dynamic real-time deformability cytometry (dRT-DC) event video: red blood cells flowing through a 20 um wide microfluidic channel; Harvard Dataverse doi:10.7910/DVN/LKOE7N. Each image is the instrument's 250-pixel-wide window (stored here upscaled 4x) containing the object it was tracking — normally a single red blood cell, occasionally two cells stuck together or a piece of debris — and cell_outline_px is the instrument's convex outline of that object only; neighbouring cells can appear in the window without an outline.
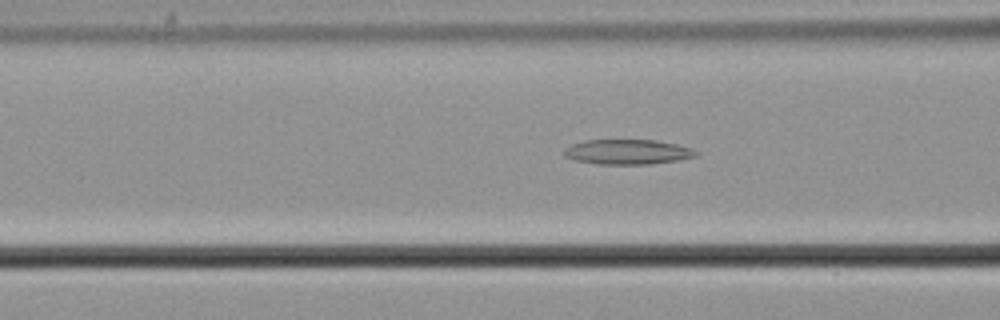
{"species": "common noctule bat (a hibernating species)", "species_latin": "Nyctalus noctula", "temperature_condition": "cold", "stored_images_in_passage": 54, "camera_frame_rate_fps": 3000, "um_per_image_px": 0.085, "animal": {"sex": "male", "body_mass_g": 21.5, "forearm_length_mm": 52.0}, "frame": {"image": 1, "passage_image": 22, "time_ms": 7.0, "image_size_px": [1000, 320], "cell_outline_px": [[700, 152], [696, 156], [676, 160], [648, 164], [596, 164], [572, 160], [564, 156], [564, 148], [572, 144], [584, 140], [656, 140], [676, 144], [692, 148]], "centroid_in_image_um": [53.31, 12.91], "position_along_channel_um": 113.3, "area_um2": 19.25}}
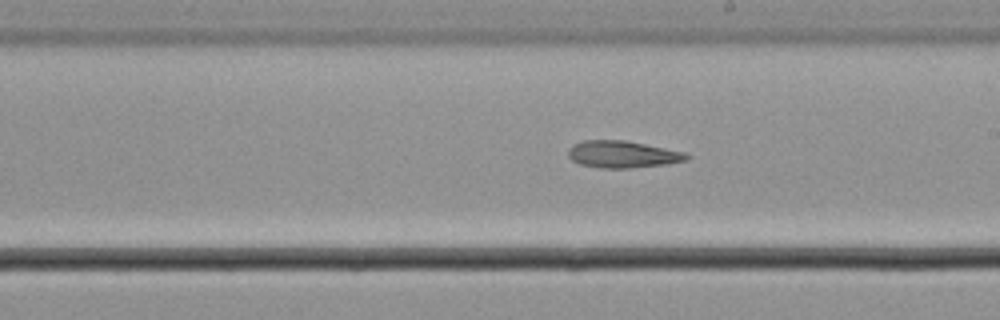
{"frame": {"image": 2, "passage_image": 32, "time_ms": 10.333, "image_size_px": [1000, 320], "cell_outline_px": [[692, 156], [688, 160], [668, 164], [628, 168], [600, 168], [580, 164], [572, 160], [568, 156], [568, 148], [572, 144], [584, 140], [624, 140], [684, 152]], "centroid_in_image_um": [52.91, 13.12], "position_along_channel_um": 236.1, "area_um2": 18.67}}
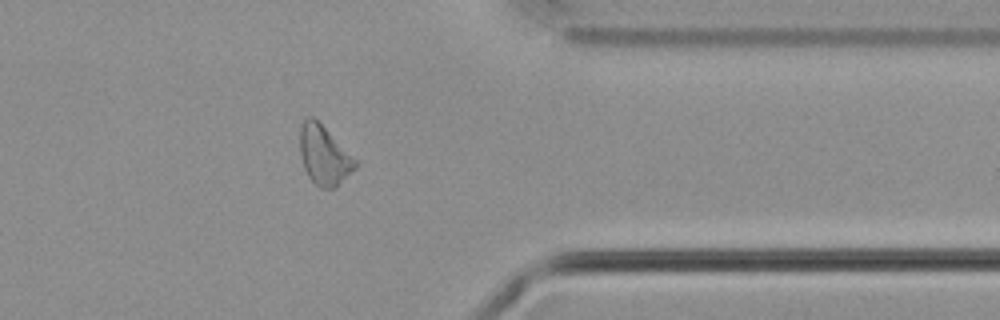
{"frame": {"image": 3, "passage_image": 45, "time_ms": 14.667, "image_size_px": [1000, 320], "cell_outline_px": [[356, 168], [336, 188], [320, 188], [308, 176], [304, 168], [300, 156], [300, 128], [304, 120], [308, 116], [312, 116], [356, 160]], "centroid_in_image_um": [27.52, 13.24], "position_along_channel_um": 383.9, "area_um2": 18.67}}